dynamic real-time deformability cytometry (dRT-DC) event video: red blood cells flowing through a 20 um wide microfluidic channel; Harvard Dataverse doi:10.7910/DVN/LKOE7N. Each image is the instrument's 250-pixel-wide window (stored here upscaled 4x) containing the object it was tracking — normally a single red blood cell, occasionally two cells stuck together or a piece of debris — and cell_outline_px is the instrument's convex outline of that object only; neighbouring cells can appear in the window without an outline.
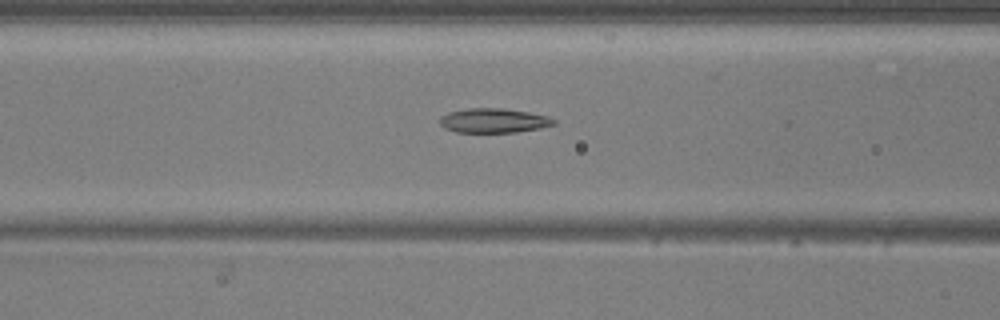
{"species": "common noctule bat (a hibernating species)", "species_latin": "Nyctalus noctula", "temperature_condition": "warm", "stored_images_in_passage": 34, "camera_frame_rate_fps": 3000, "um_per_image_px": 0.085, "animal": {"sex": "male", "body_mass_g": 20.5, "forearm_length_mm": 52.5}, "frame": {"image": 1, "passage_image": 7, "time_ms": 2.0, "image_size_px": [1000, 320], "cell_outline_px": [[556, 124], [540, 128], [516, 132], [456, 132], [444, 128], [440, 124], [440, 116], [448, 112], [468, 108], [500, 108], [528, 112], [548, 116], [556, 120]], "centroid_in_image_um": [41.95, 10.25], "position_along_channel_um": 124.7, "area_um2": 16.24}}
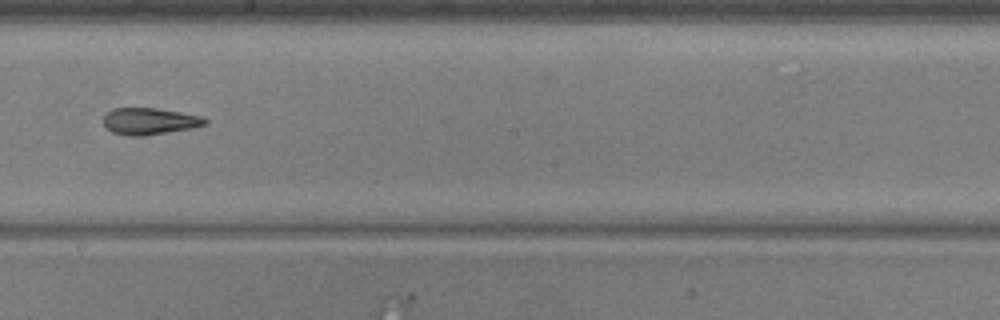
{"frame": {"image": 2, "passage_image": 15, "time_ms": 4.667, "image_size_px": [1000, 320], "cell_outline_px": [[208, 124], [192, 128], [144, 136], [128, 136], [112, 132], [104, 128], [104, 116], [112, 108], [156, 108], [180, 112], [200, 116], [208, 120]], "centroid_in_image_um": [12.69, 10.31], "position_along_channel_um": 235.5, "area_um2": 15.9}}
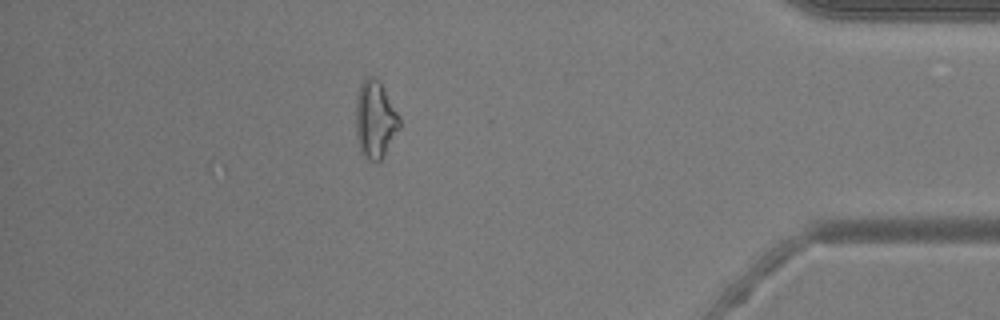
{"frame": {"image": 3, "passage_image": 30, "time_ms": 9.667, "image_size_px": [1000, 320], "cell_outline_px": [[400, 128], [380, 160], [372, 160], [364, 156], [360, 152], [356, 136], [356, 96], [360, 84], [364, 76], [372, 76], [380, 80], [400, 116]], "centroid_in_image_um": [31.88, 10.09], "position_along_channel_um": 403.3, "area_um2": 19.83}}